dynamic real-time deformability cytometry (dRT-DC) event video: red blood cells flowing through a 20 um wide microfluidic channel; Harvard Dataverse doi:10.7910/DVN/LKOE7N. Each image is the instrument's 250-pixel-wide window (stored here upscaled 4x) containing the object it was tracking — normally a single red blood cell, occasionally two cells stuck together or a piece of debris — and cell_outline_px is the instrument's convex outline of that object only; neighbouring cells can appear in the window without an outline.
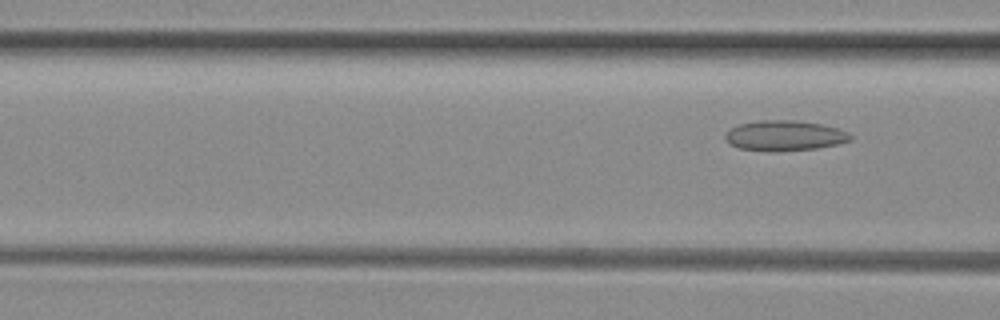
{"species": "common noctule bat (a hibernating species)", "species_latin": "Nyctalus noctula", "temperature_condition": "room temperature", "stored_images_in_passage": 6, "segment_of_instrument_passage": [2, 2], "camera_frame_rate_fps": 3000, "um_per_image_px": 0.085, "animal": {"sex": "female", "body_mass_g": 29.2, "forearm_length_mm": 56.3}, "frame": {"image": 1, "passage_image": 6, "time_ms": 1.667, "image_size_px": [1000, 320], "cell_outline_px": [[852, 140], [836, 144], [816, 148], [776, 152], [740, 148], [732, 144], [724, 136], [732, 128], [740, 124], [760, 120], [796, 120], [820, 124], [836, 128], [848, 132], [852, 136]], "centroid_in_image_um": [66.72, 11.53], "position_along_channel_um": 99.9, "area_um2": 21.79}}